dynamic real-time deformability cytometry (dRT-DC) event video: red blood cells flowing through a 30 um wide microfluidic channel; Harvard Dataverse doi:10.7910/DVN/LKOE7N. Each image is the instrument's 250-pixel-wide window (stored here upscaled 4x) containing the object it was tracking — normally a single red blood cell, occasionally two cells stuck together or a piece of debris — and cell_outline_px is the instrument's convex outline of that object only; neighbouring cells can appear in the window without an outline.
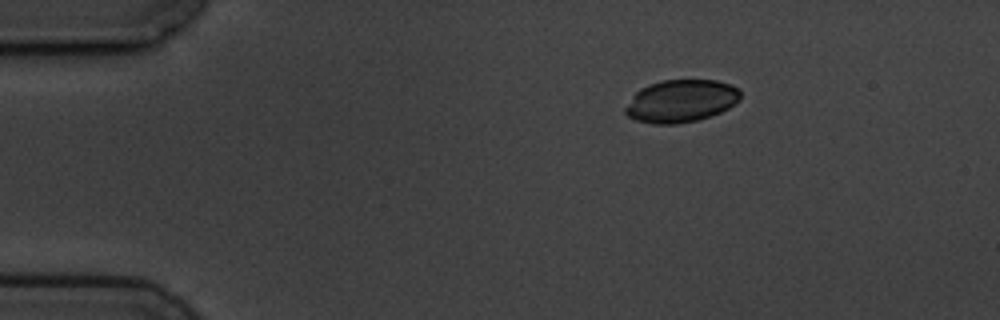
{"species": "common noctule bat (a hibernating species)", "species_latin": "Nyctalus noctula", "temperature_condition": "cold", "stored_images_in_passage": 2, "camera_frame_rate_fps": 3000, "um_per_image_px": 0.085, "animal": {"sex": "male", "body_mass_g": 19.5, "forearm_length_mm": 54.6}, "frame": {"image": 1, "passage_image": 1, "time_ms": 0.0, "image_size_px": [1000, 320], "cell_outline_px": [[740, 100], [728, 108], [720, 112], [696, 120], [676, 124], [652, 124], [636, 120], [628, 116], [624, 112], [624, 108], [632, 96], [640, 88], [648, 84], [664, 80], [716, 80], [732, 84], [740, 92]], "centroid_in_image_um": [57.86, 8.58], "position_along_channel_um": 27.1, "area_um2": 28.55}}